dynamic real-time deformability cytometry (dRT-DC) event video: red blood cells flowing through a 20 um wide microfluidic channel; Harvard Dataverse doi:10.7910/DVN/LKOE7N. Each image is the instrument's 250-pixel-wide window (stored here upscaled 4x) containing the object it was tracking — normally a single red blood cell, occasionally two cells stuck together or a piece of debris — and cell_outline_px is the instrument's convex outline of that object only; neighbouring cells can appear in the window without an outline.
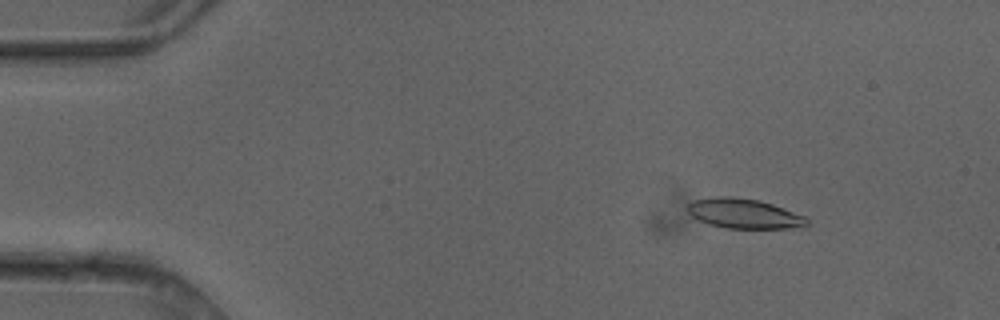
{"species": "common noctule bat (a hibernating species)", "species_latin": "Nyctalus noctula", "temperature_condition": "cold", "stored_images_in_passage": 4, "camera_frame_rate_fps": 3000, "um_per_image_px": 0.085, "animal": {"sex": "female"}, "frame": {"image": 1, "passage_image": 2, "time_ms": 0.333, "image_size_px": [1000, 320], "cell_outline_px": [[808, 224], [800, 228], [724, 228], [708, 224], [692, 216], [688, 212], [688, 204], [692, 200], [712, 196], [732, 196], [760, 200], [772, 204], [804, 216], [808, 220]], "centroid_in_image_um": [63.21, 18.14], "position_along_channel_um": 21.8, "area_um2": 20.81}}